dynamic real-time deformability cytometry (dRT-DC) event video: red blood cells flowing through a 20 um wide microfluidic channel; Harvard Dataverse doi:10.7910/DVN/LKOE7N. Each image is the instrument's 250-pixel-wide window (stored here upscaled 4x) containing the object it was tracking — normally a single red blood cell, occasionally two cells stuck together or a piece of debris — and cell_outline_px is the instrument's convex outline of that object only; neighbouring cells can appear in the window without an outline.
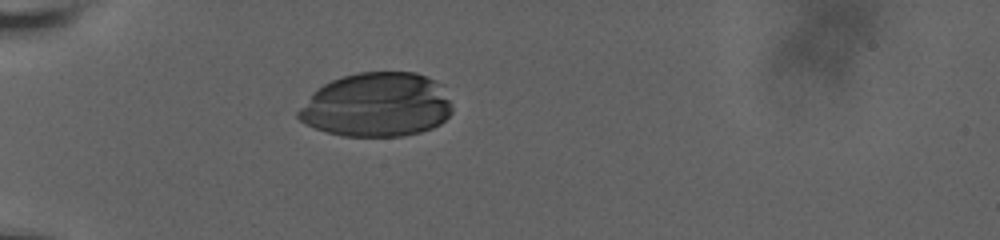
{"species": "human", "species_latin": "Homo sapiens", "temperature_condition": "room temperature", "stored_images_in_passage": 3, "camera_frame_rate_fps": 3000, "um_per_image_px": 0.085, "donor": {"sex": "male"}, "frame": {"image": 1, "passage_image": 1, "time_ms": 0.0, "image_size_px": [1000, 240], "cell_outline_px": [[452, 112], [440, 124], [432, 128], [420, 132], [404, 136], [344, 136], [328, 132], [304, 124], [296, 116], [296, 112], [312, 92], [316, 88], [332, 80], [356, 72], [416, 72], [436, 80], [440, 84], [452, 108]], "centroid_in_image_um": [32.0, 8.91], "position_along_channel_um": 53.0, "area_um2": 57.68}}
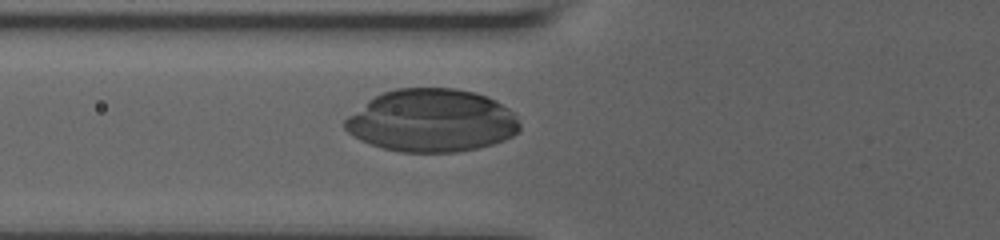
{"frame": {"image": 2, "passage_image": 3, "time_ms": 1.667, "image_size_px": [1000, 240], "cell_outline_px": [[520, 132], [504, 140], [492, 144], [476, 148], [456, 152], [400, 152], [380, 148], [360, 140], [352, 136], [344, 128], [344, 120], [348, 116], [368, 100], [384, 92], [396, 88], [456, 88], [476, 92], [488, 96], [496, 100], [508, 108], [516, 116], [520, 124]], "centroid_in_image_um": [36.7, 10.25], "position_along_channel_um": 89.1, "area_um2": 64.33}}